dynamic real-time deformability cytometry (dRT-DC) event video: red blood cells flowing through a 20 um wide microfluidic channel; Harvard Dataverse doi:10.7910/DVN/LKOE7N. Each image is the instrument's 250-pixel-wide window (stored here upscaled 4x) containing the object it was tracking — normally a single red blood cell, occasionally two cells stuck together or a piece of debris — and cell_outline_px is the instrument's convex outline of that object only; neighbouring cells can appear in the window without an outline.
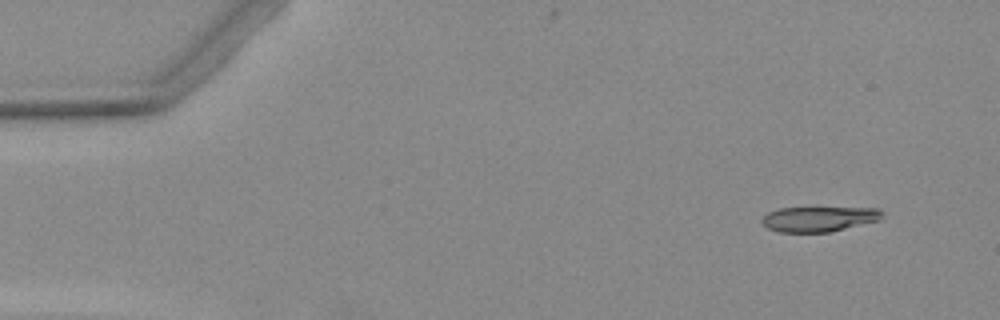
{"species": "Egyptian fruit bat (a non-hibernating species)", "species_latin": "Rousettus aegyptiacus", "temperature_condition": "warm", "stored_images_in_passage": 4, "camera_frame_rate_fps": 3000, "um_per_image_px": 0.085, "animal": {"sex": "female"}, "frame": {"image": 1, "passage_image": 1, "time_ms": 0.0, "image_size_px": [1000, 320], "cell_outline_px": [[884, 216], [880, 220], [828, 232], [780, 232], [768, 228], [760, 220], [768, 212], [780, 208], [880, 208], [884, 212]], "centroid_in_image_um": [69.64, 18.61], "position_along_channel_um": 15.4, "area_um2": 17.51}}
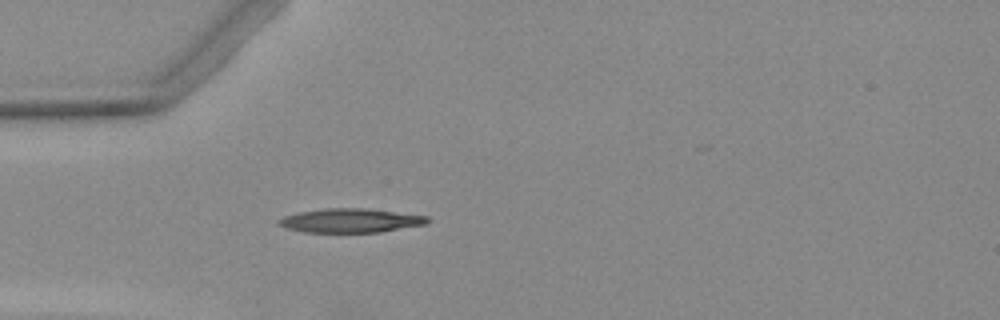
{"frame": {"image": 2, "passage_image": 4, "time_ms": 3.667, "image_size_px": [1000, 320], "cell_outline_px": [[432, 220], [428, 224], [380, 232], [304, 232], [288, 228], [280, 224], [280, 220], [284, 216], [300, 212], [328, 208], [364, 208], [428, 216]], "centroid_in_image_um": [29.89, 18.75], "position_along_channel_um": 55.1, "area_um2": 20.58}}